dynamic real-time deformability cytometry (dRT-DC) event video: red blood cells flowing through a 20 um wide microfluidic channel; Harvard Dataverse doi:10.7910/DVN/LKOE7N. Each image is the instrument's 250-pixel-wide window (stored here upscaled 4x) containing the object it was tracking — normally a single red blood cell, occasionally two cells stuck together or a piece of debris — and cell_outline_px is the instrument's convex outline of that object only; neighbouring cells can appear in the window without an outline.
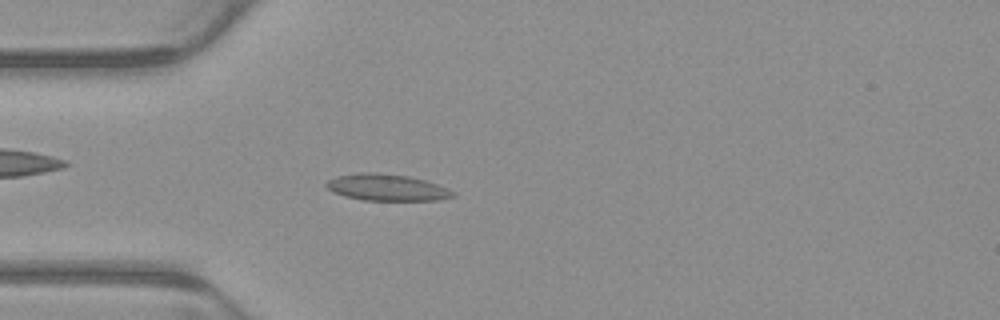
{"species": "common noctule bat (a hibernating species)", "species_latin": "Nyctalus noctula", "temperature_condition": "warm", "stored_images_in_passage": 3, "camera_frame_rate_fps": 3000, "um_per_image_px": 0.085, "animal": {"sex": "male", "body_mass_g": 23.1, "forearm_length_mm": 52.7}, "frame": {"image": 1, "passage_image": 3, "time_ms": 0.667, "image_size_px": [1000, 320], "cell_outline_px": [[456, 196], [440, 200], [364, 200], [344, 196], [332, 192], [324, 184], [328, 180], [336, 176], [360, 172], [376, 172], [408, 176], [424, 180], [448, 188], [456, 192]], "centroid_in_image_um": [32.88, 15.93], "position_along_channel_um": 52.1, "area_um2": 19.71}}